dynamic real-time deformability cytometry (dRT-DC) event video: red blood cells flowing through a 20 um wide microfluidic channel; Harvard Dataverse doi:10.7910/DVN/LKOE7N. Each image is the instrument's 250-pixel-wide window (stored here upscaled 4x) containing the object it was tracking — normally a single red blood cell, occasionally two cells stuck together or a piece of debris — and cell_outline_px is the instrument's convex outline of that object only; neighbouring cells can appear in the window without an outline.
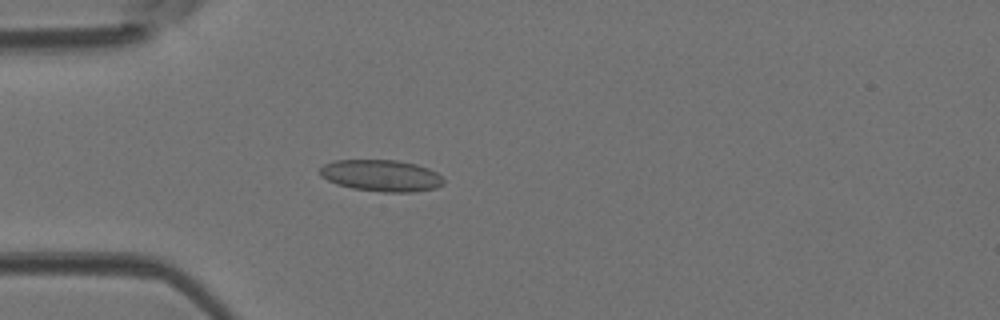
{"species": "Egyptian fruit bat (a non-hibernating species)", "species_latin": "Rousettus aegyptiacus", "temperature_condition": "room temperature", "stored_images_in_passage": 39, "camera_frame_rate_fps": 3000, "um_per_image_px": 0.085, "animal": {"sex": "female"}, "frame": {"image": 1, "passage_image": 6, "time_ms": 1.667, "image_size_px": [1000, 320], "cell_outline_px": [[444, 184], [436, 188], [412, 192], [384, 192], [352, 188], [336, 184], [320, 176], [320, 168], [324, 164], [336, 160], [396, 160], [416, 164], [428, 168], [436, 172], [444, 180]], "centroid_in_image_um": [32.41, 14.92], "position_along_channel_um": 52.6, "area_um2": 22.77}}
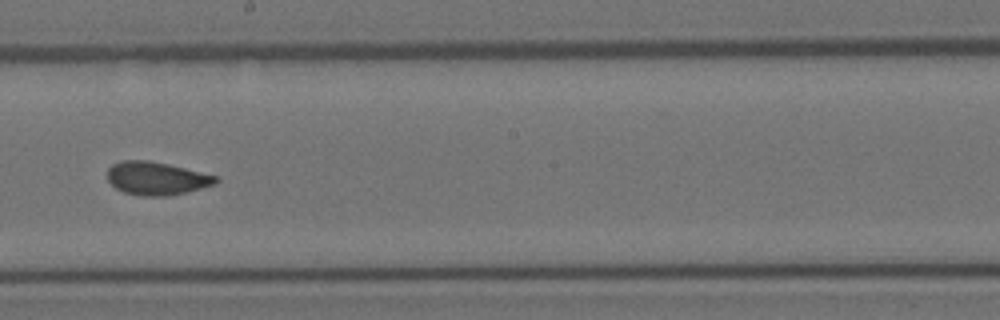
{"frame": {"image": 2, "passage_image": 19, "time_ms": 6.0, "image_size_px": [1000, 320], "cell_outline_px": [[220, 180], [216, 184], [188, 192], [164, 196], [144, 196], [124, 192], [116, 188], [108, 180], [108, 168], [112, 164], [120, 160], [148, 160], [168, 164], [220, 176]], "centroid_in_image_um": [13.35, 15.15], "position_along_channel_um": 234.9, "area_um2": 21.1}}
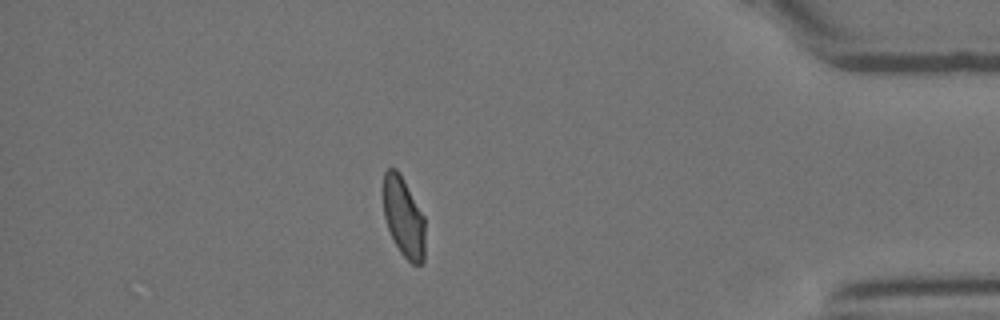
{"frame": {"image": 3, "passage_image": 33, "time_ms": 10.667, "image_size_px": [1000, 320], "cell_outline_px": [[424, 260], [420, 264], [412, 264], [400, 252], [388, 228], [384, 216], [380, 188], [384, 172], [388, 168], [396, 168], [400, 172], [424, 216]], "centroid_in_image_um": [34.26, 18.37], "position_along_channel_um": 400.9, "area_um2": 19.88}}